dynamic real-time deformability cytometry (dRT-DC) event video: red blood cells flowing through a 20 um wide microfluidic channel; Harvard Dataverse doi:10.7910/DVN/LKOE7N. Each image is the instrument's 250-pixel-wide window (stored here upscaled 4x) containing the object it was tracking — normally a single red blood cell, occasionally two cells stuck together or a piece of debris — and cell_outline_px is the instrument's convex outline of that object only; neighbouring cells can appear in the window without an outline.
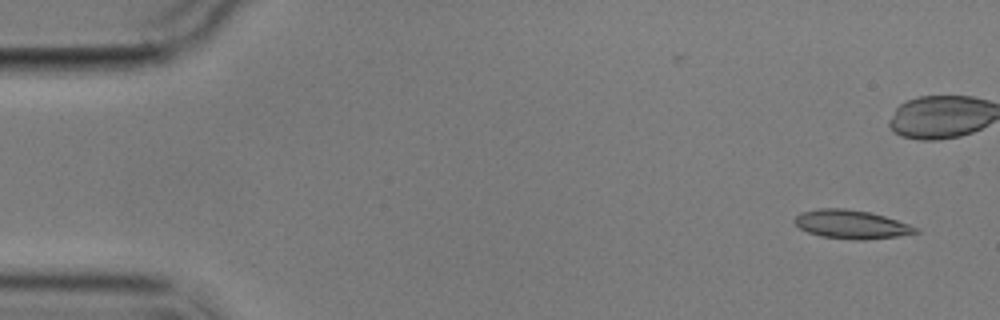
{"species": "common noctule bat (a hibernating species)", "species_latin": "Nyctalus noctula", "temperature_condition": "cold", "stored_images_in_passage": 11, "camera_frame_rate_fps": 3000, "um_per_image_px": 0.085, "animal": {"sex": "male", "body_mass_g": 17.9}, "frame": {"image": 1, "passage_image": 1, "time_ms": 0.0, "image_size_px": [1000, 320], "cell_outline_px": [[920, 232], [896, 236], [864, 240], [856, 240], [820, 236], [808, 232], [800, 228], [792, 220], [800, 212], [820, 208], [844, 208], [868, 212], [884, 216], [920, 228]], "centroid_in_image_um": [72.34, 19.07], "position_along_channel_um": 12.7, "area_um2": 20.11}}
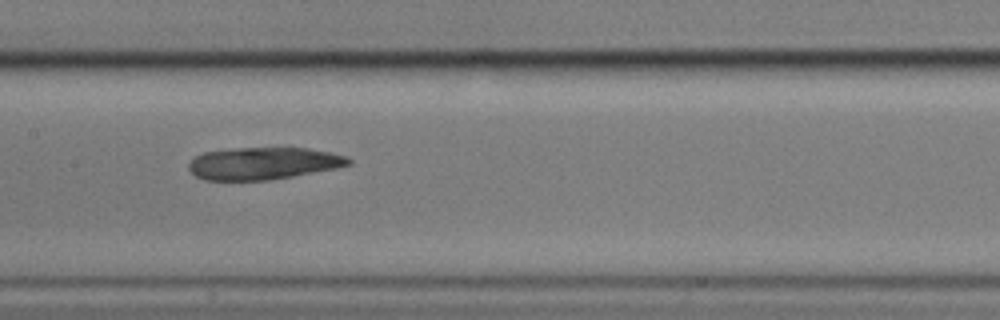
{"frame": {"image": 2, "passage_image": 8, "time_ms": 9.333, "image_size_px": [1000, 320], "cell_outline_px": [[352, 164], [336, 168], [292, 176], [268, 180], [204, 180], [196, 176], [188, 168], [188, 164], [196, 156], [204, 152], [236, 148], [308, 148], [348, 156], [352, 160]], "centroid_in_image_um": [22.39, 13.88], "position_along_channel_um": 185.0, "area_um2": 29.88}}
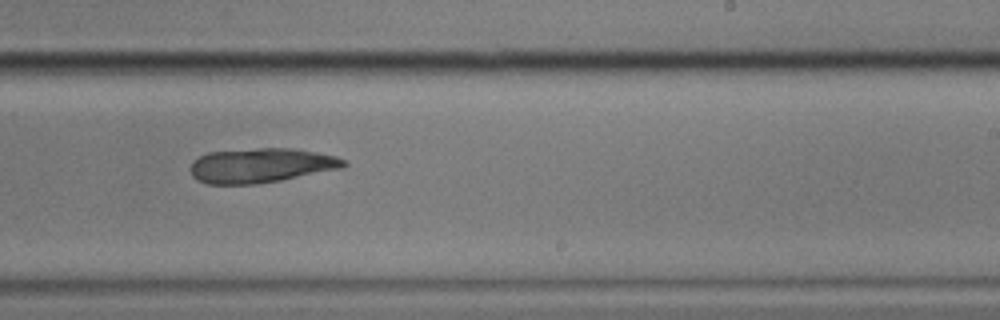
{"frame": {"image": 3, "passage_image": 10, "time_ms": 11.667, "image_size_px": [1000, 320], "cell_outline_px": [[348, 164], [344, 168], [280, 180], [256, 184], [208, 184], [196, 180], [192, 176], [192, 160], [208, 152], [256, 148], [292, 148], [316, 152], [336, 156], [344, 160]], "centroid_in_image_um": [22.19, 14.06], "position_along_channel_um": 266.8, "area_um2": 30.92}}